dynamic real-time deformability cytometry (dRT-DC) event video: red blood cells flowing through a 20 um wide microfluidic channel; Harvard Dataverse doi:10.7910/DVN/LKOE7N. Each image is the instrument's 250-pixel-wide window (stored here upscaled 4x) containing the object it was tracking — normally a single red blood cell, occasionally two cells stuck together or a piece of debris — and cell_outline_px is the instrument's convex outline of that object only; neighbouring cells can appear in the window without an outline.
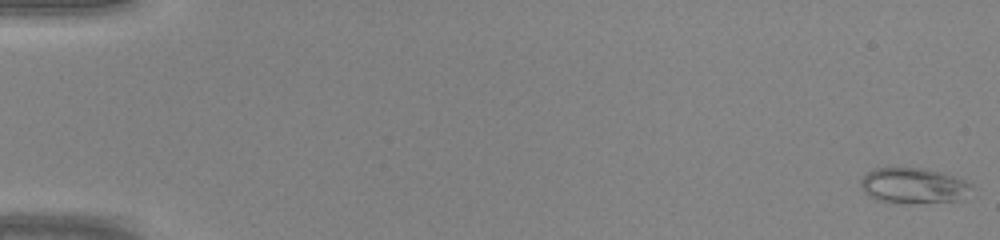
{"species": "common noctule bat (a hibernating species)", "species_latin": "Nyctalus noctula", "temperature_condition": "warm", "stored_images_in_passage": 46, "camera_frame_rate_fps": 3000, "um_per_image_px": 0.085, "animal": {"sex": "male", "body_mass_g": 20.0, "forearm_length_mm": 53.3}, "frame": {"image": 1, "passage_image": 1, "time_ms": 0.0, "image_size_px": [1000, 240], "cell_outline_px": [[972, 184], [964, 200], [884, 200], [872, 196], [864, 192], [860, 184], [860, 180], [868, 172], [876, 168], [924, 168], [940, 172], [964, 180]], "centroid_in_image_um": [77.66, 15.71], "position_along_channel_um": 7.3, "area_um2": 21.56}}
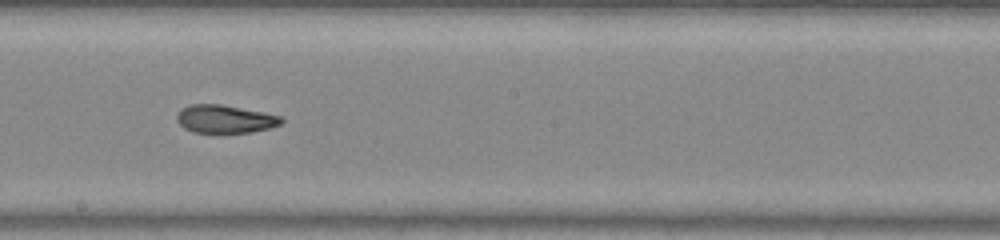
{"frame": {"image": 2, "passage_image": 27, "time_ms": 8.667, "image_size_px": [1000, 240], "cell_outline_px": [[284, 120], [280, 124], [268, 128], [252, 132], [192, 132], [184, 128], [176, 120], [176, 116], [184, 108], [192, 104], [220, 104], [264, 112], [280, 116]], "centroid_in_image_um": [19.13, 10.11], "position_along_channel_um": 229.1, "area_um2": 16.82}}
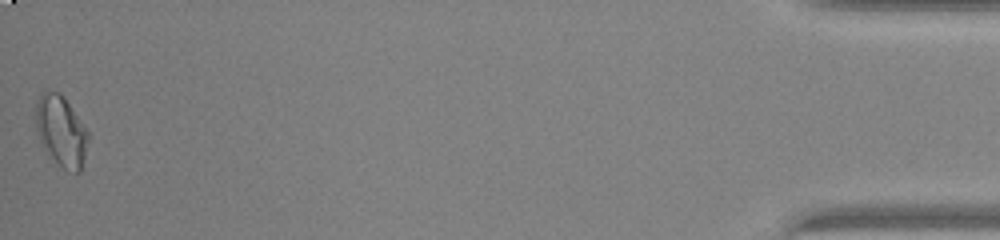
{"frame": {"image": 3, "passage_image": 46, "time_ms": 15.0, "image_size_px": [1000, 240], "cell_outline_px": [[88, 140], [80, 172], [76, 172], [64, 168], [44, 148], [40, 140], [36, 128], [36, 104], [40, 92], [60, 92], [64, 96], [88, 132]], "centroid_in_image_um": [5.19, 11.09], "position_along_channel_um": 430.0, "area_um2": 20.98}}